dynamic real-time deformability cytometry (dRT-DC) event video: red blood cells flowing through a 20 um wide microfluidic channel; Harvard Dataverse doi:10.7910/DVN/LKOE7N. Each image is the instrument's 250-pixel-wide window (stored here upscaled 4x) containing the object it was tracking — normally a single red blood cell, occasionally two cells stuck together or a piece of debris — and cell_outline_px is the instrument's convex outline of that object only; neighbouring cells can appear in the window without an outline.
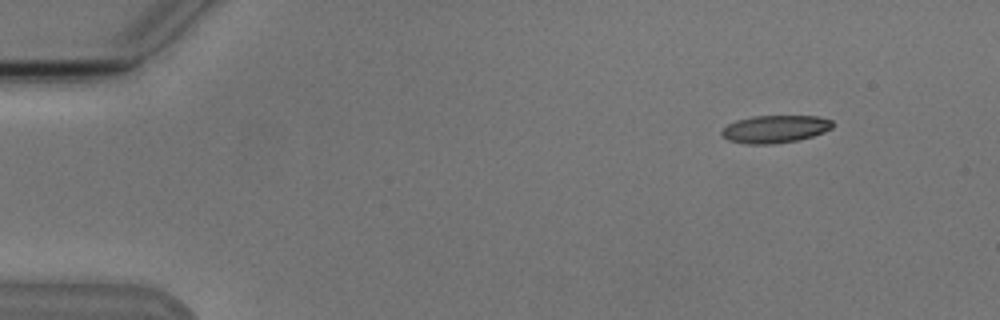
{"species": "Egyptian fruit bat (a non-hibernating species)", "species_latin": "Rousettus aegyptiacus", "temperature_condition": "cold", "stored_images_in_passage": 6, "camera_frame_rate_fps": 3000, "um_per_image_px": 0.085, "animal": {"sex": "male"}, "frame": {"image": 1, "passage_image": 2, "time_ms": 1.0, "image_size_px": [1000, 320], "cell_outline_px": [[832, 128], [824, 132], [812, 136], [796, 140], [772, 144], [744, 144], [728, 140], [720, 132], [728, 124], [736, 120], [752, 116], [820, 116], [832, 120]], "centroid_in_image_um": [65.87, 10.96], "position_along_channel_um": 19.1, "area_um2": 17.8}}